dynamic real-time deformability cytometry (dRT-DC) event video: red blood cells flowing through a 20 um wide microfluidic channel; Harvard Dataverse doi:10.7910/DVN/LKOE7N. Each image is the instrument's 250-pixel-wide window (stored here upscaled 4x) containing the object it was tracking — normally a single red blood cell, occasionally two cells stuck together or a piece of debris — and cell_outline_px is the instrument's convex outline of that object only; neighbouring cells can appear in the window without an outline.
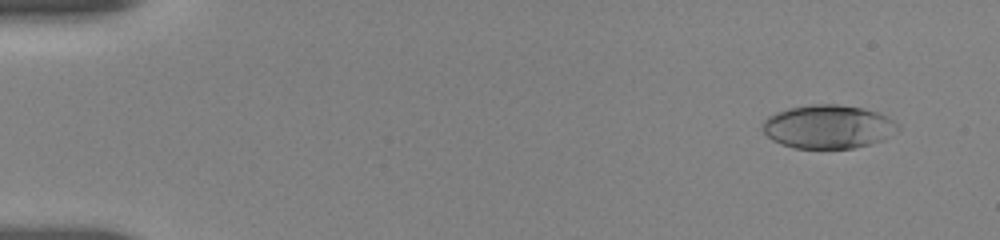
{"species": "human", "species_latin": "Homo sapiens", "temperature_condition": "room temperature", "stored_images_in_passage": 55, "camera_frame_rate_fps": 3000, "um_per_image_px": 0.085, "donor": {"sex": "female"}, "frame": {"image": 1, "passage_image": 4, "time_ms": 1.0, "image_size_px": [1000, 240], "cell_outline_px": [[900, 128], [896, 132], [884, 140], [852, 148], [792, 148], [780, 144], [772, 140], [764, 132], [764, 120], [768, 116], [776, 112], [788, 108], [812, 104], [836, 104], [860, 108], [876, 112], [888, 116], [900, 124]], "centroid_in_image_um": [70.41, 10.77], "position_along_channel_um": 14.6, "area_um2": 34.39}}
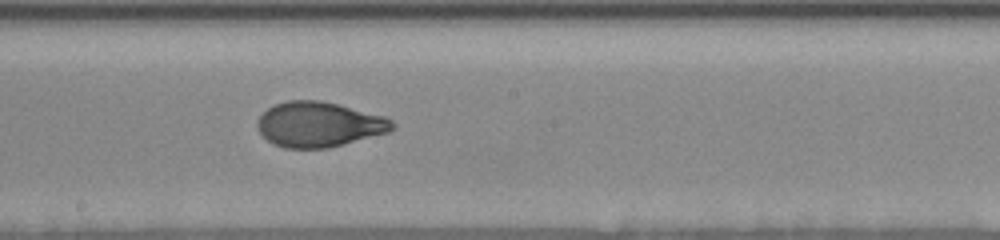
{"frame": {"image": 2, "passage_image": 31, "time_ms": 10.0, "image_size_px": [1000, 240], "cell_outline_px": [[396, 128], [388, 132], [344, 144], [328, 148], [284, 148], [272, 144], [256, 128], [256, 120], [268, 108], [276, 104], [288, 100], [320, 100], [384, 116], [392, 120], [396, 124]], "centroid_in_image_um": [27.1, 10.58], "position_along_channel_um": 221.1, "area_um2": 35.43}}
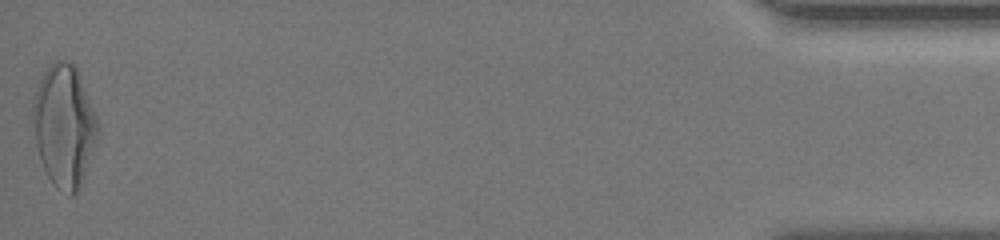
{"frame": {"image": 3, "passage_image": 55, "time_ms": 18.0, "image_size_px": [1000, 240], "cell_outline_px": [[100, 128], [84, 176], [76, 192], [72, 196], [56, 188], [48, 176], [40, 160], [36, 144], [32, 112], [32, 104], [36, 88], [44, 72], [52, 60], [68, 60], [80, 72], [100, 124]], "centroid_in_image_um": [5.46, 10.64], "position_along_channel_um": 429.7, "area_um2": 46.3}, "authors_computed_cell_mechanics": {"area_um2": 35.547, "velocity_mm_per_s": 3.6776, "shape_relaxation_time_tau1_ms": 4.8146, "shape_relaxation_time_tau2_ms": 0.9105, "deformation_change_tau1": 0.2115, "deformation_change_tau2": 0.0541}}